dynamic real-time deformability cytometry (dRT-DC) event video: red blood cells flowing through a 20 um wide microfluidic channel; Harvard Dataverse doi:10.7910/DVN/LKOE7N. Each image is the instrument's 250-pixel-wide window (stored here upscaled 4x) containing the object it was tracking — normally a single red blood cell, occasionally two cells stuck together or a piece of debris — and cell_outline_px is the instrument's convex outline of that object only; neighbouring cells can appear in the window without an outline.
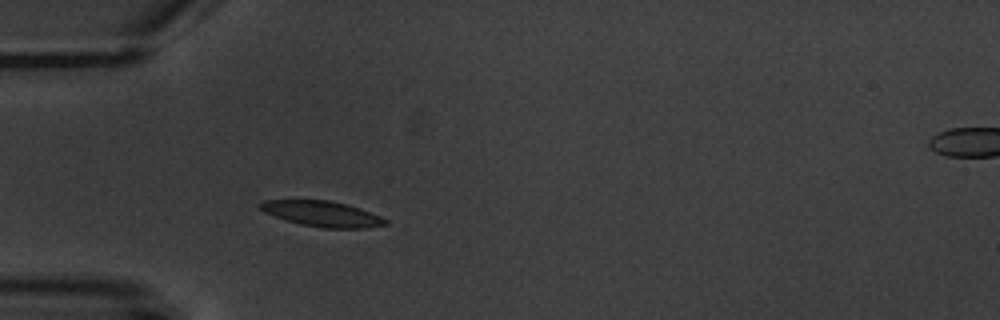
{"species": "common noctule bat (a hibernating species)", "species_latin": "Nyctalus noctula", "temperature_condition": "warm", "stored_images_in_passage": 3, "segment_of_instrument_passage": [1, 2], "camera_frame_rate_fps": 3000, "um_per_image_px": 0.085, "animal": {"sex": "male", "body_mass_g": 20.1, "forearm_length_mm": 53.5}, "frame": {"image": 1, "passage_image": 2, "time_ms": 1.0, "image_size_px": [1000, 320], "cell_outline_px": [[388, 224], [368, 228], [324, 228], [300, 224], [284, 220], [264, 212], [256, 204], [264, 200], [328, 200], [360, 208], [380, 216], [388, 220]], "centroid_in_image_um": [27.36, 18.18], "position_along_channel_um": 57.6, "area_um2": 18.67}}